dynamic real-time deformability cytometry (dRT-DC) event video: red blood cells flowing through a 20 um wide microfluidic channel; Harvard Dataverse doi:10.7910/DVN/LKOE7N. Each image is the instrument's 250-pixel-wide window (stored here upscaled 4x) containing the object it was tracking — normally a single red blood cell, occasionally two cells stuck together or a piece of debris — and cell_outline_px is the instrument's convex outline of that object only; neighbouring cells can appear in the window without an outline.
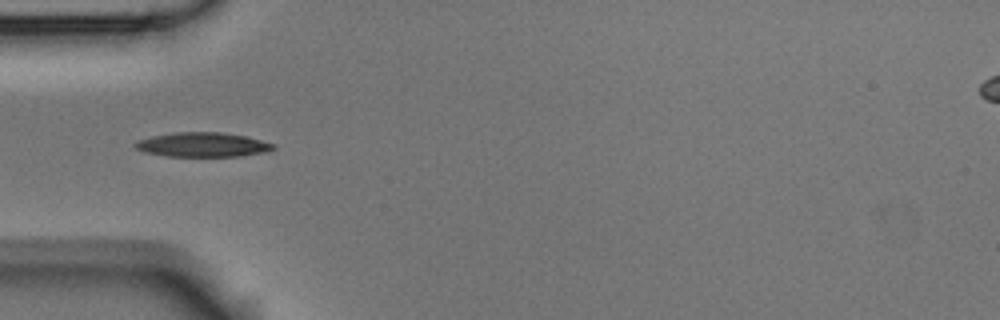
{"species": "Egyptian fruit bat (a non-hibernating species)", "species_latin": "Rousettus aegyptiacus", "temperature_condition": "room temperature", "stored_images_in_passage": 40, "camera_frame_rate_fps": 3000, "um_per_image_px": 0.085, "animal": {"sex": "male"}, "frame": {"image": 1, "passage_image": 1, "time_ms": 0.0, "image_size_px": [1000, 320], "cell_outline_px": [[276, 148], [264, 152], [236, 156], [164, 156], [144, 152], [136, 148], [132, 144], [136, 140], [152, 136], [176, 132], [220, 132], [244, 136], [276, 144]], "centroid_in_image_um": [17.17, 12.29], "position_along_channel_um": 67.8, "area_um2": 19.59}}
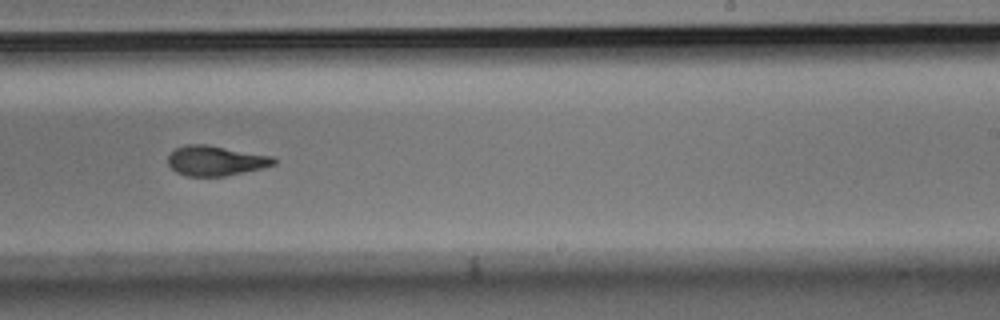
{"frame": {"image": 2, "passage_image": 18, "time_ms": 5.667, "image_size_px": [1000, 320], "cell_outline_px": [[276, 164], [264, 168], [224, 176], [188, 176], [176, 172], [168, 164], [168, 156], [176, 148], [188, 144], [208, 144], [276, 156]], "centroid_in_image_um": [18.39, 13.65], "position_along_channel_um": 270.6, "area_um2": 18.73}}
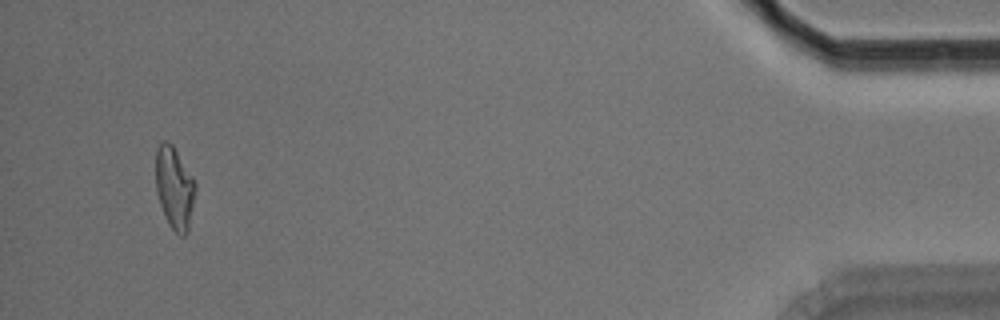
{"frame": {"image": 3, "passage_image": 37, "time_ms": 12.0, "image_size_px": [1000, 320], "cell_outline_px": [[196, 188], [188, 232], [184, 236], [180, 236], [168, 224], [160, 204], [156, 192], [156, 148], [164, 140], [168, 140], [172, 144], [196, 184]], "centroid_in_image_um": [14.82, 15.98], "position_along_channel_um": 420.4, "area_um2": 18.84}, "authors_computed_cell_mechanics": {"area_um2": 18.8717, "velocity_mm_per_s": 3.5681, "shape_relaxation_time_tau1_ms": 5.8598, "shape_relaxation_time_tau2_ms": 2.7788, "deformation_change_tau1": 0.1917, "deformation_change_tau2": 0.0877}}